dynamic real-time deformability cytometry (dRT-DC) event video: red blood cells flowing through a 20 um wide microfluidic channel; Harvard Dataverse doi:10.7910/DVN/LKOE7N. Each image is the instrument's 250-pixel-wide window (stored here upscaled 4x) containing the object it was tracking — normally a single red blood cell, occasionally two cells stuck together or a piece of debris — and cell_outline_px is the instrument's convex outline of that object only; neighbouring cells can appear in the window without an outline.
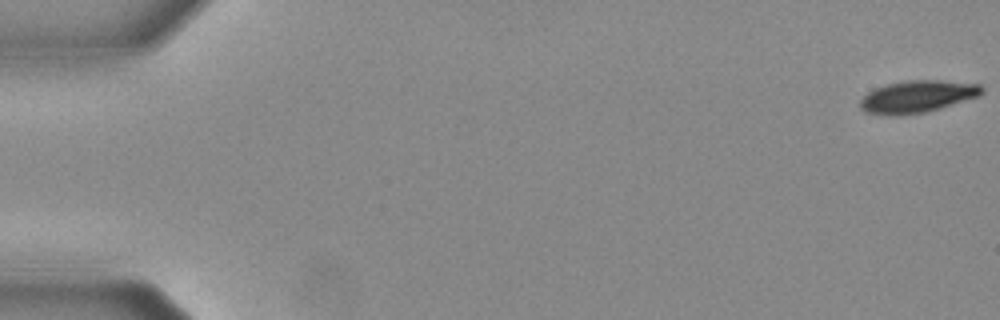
{"species": "Egyptian fruit bat (a non-hibernating species)", "species_latin": "Rousettus aegyptiacus", "temperature_condition": "warm", "stored_images_in_passage": 13, "camera_frame_rate_fps": 3000, "um_per_image_px": 0.085, "animal": {"sex": "female"}, "frame": {"image": 1, "passage_image": 1, "time_ms": 0.0, "image_size_px": [1000, 320], "cell_outline_px": [[984, 92], [976, 96], [940, 108], [924, 112], [896, 116], [888, 116], [864, 112], [860, 108], [860, 100], [868, 92], [876, 88], [888, 84], [908, 80], [936, 80], [980, 84], [984, 88]], "centroid_in_image_um": [77.93, 8.22], "position_along_channel_um": 7.1, "area_um2": 22.6}}